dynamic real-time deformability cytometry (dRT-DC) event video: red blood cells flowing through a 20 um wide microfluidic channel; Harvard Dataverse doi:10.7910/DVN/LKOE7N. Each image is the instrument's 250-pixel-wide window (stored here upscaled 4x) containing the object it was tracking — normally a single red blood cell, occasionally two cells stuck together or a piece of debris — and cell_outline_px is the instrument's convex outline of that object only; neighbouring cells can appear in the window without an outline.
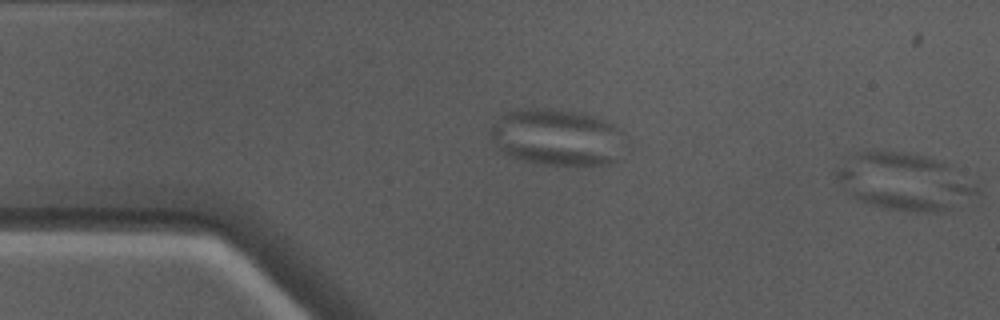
{"species": "Egyptian fruit bat (a non-hibernating species)", "species_latin": "Rousettus aegyptiacus", "temperature_condition": "warm", "stored_images_in_passage": 11, "segment_of_instrument_passage": [2, 2], "camera_frame_rate_fps": 3000, "um_per_image_px": 0.085, "animal": {"sex": "male"}, "frame": {"image": 1, "passage_image": 11, "time_ms": 3.333, "image_size_px": [1000, 320], "cell_outline_px": [[980, 192], [948, 208], [936, 212], [912, 212], [884, 208], [868, 204], [848, 196], [844, 192], [832, 172], [860, 152], [904, 152], [924, 156], [936, 160], [944, 164], [980, 188]], "centroid_in_image_um": [76.77, 15.47], "position_along_channel_um": 8.2, "area_um2": 45.6}}